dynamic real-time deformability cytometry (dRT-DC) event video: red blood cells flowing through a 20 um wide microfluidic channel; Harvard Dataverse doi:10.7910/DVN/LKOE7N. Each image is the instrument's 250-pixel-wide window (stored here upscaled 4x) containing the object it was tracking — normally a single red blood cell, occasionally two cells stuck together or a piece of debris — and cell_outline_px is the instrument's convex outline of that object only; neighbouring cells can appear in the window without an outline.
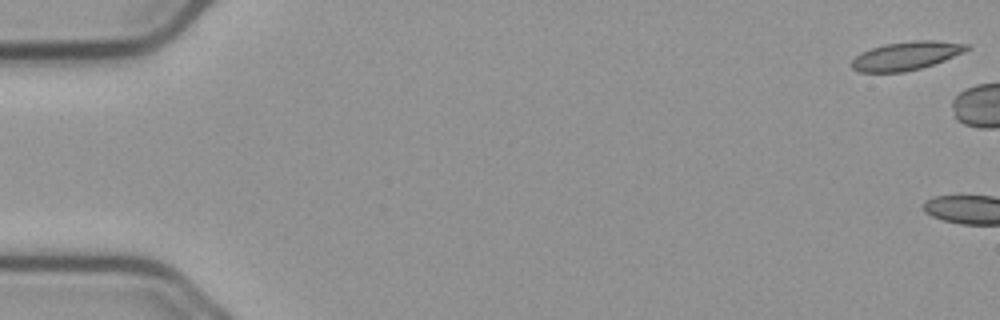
{"species": "common noctule bat (a hibernating species)", "species_latin": "Nyctalus noctula", "temperature_condition": "cold", "stored_images_in_passage": 4, "camera_frame_rate_fps": 3000, "um_per_image_px": 0.085, "animal": {"sex": "male", "body_mass_g": 23.1, "forearm_length_mm": 52.7}, "frame": {"image": 1, "passage_image": 1, "time_ms": 0.0, "image_size_px": [1000, 320], "cell_outline_px": [[972, 48], [964, 52], [944, 60], [920, 68], [904, 72], [860, 72], [852, 68], [852, 60], [860, 52], [884, 44], [916, 40], [936, 40], [968, 44]], "centroid_in_image_um": [77.04, 4.73], "position_along_channel_um": 8.0, "area_um2": 19.02}}